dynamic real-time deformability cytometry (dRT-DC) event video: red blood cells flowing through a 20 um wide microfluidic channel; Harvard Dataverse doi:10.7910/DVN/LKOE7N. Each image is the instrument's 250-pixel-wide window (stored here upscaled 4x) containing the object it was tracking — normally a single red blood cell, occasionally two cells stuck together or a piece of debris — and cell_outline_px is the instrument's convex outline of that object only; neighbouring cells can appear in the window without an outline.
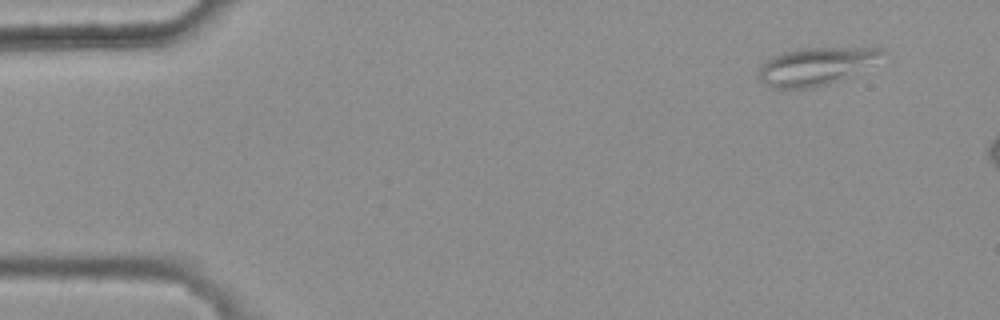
{"species": "common noctule bat (a hibernating species)", "species_latin": "Nyctalus noctula", "temperature_condition": "warm", "stored_images_in_passage": 4, "camera_frame_rate_fps": 3000, "um_per_image_px": 0.085, "animal": {"sex": "female", "body_mass_g": 25.1}, "frame": {"image": 1, "passage_image": 1, "time_ms": 0.0, "image_size_px": [1000, 320], "cell_outline_px": [[888, 52], [852, 76], [832, 84], [816, 88], [772, 88], [764, 84], [756, 76], [756, 72], [760, 64], [772, 56], [784, 52], [800, 48], [884, 48]], "centroid_in_image_um": [69.3, 5.65], "position_along_channel_um": 15.7, "area_um2": 27.51}}